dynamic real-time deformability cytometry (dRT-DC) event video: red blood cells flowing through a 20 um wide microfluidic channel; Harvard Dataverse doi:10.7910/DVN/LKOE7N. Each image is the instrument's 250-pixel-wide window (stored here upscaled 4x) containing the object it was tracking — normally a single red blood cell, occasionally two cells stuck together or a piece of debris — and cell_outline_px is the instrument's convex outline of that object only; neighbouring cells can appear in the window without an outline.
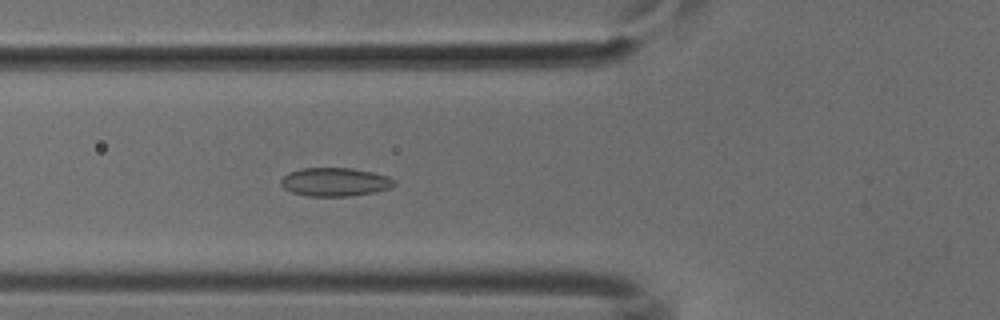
{"species": "common noctule bat (a hibernating species)", "species_latin": "Nyctalus noctula", "temperature_condition": "cold", "stored_images_in_passage": 44, "camera_frame_rate_fps": 3000, "um_per_image_px": 0.085, "animal": {"sex": "male", "body_mass_g": 18.8}, "frame": {"image": 1, "passage_image": 15, "time_ms": 4.667, "image_size_px": [1000, 320], "cell_outline_px": [[396, 184], [392, 188], [376, 192], [348, 196], [308, 196], [292, 192], [284, 188], [280, 184], [280, 180], [288, 172], [300, 168], [352, 168], [372, 172], [388, 176], [396, 180]], "centroid_in_image_um": [28.49, 15.46], "position_along_channel_um": 97.3, "area_um2": 19.02}}
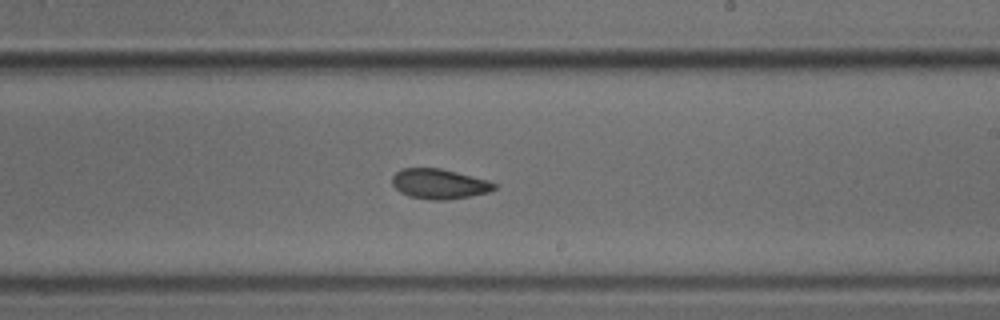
{"frame": {"image": 2, "passage_image": 27, "time_ms": 8.667, "image_size_px": [1000, 320], "cell_outline_px": [[496, 188], [488, 192], [468, 196], [444, 200], [432, 200], [408, 196], [400, 192], [392, 184], [392, 176], [400, 168], [440, 168], [488, 180], [496, 184]], "centroid_in_image_um": [37.3, 15.62], "position_along_channel_um": 251.7, "area_um2": 17.74}}
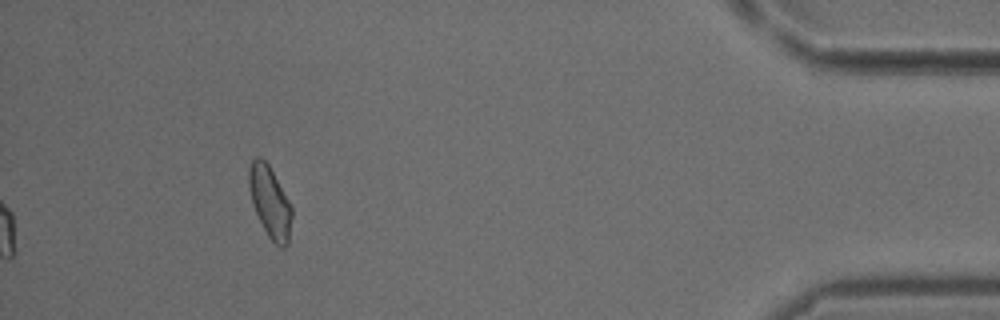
{"frame": {"image": 3, "passage_image": 44, "time_ms": 14.333, "image_size_px": [1000, 320], "cell_outline_px": [[292, 216], [288, 244], [284, 248], [280, 248], [268, 236], [252, 204], [248, 184], [248, 168], [252, 160], [256, 156], [260, 156], [268, 164], [288, 200], [292, 208]], "centroid_in_image_um": [22.93, 17.16], "position_along_channel_um": 412.3, "area_um2": 17.69}}